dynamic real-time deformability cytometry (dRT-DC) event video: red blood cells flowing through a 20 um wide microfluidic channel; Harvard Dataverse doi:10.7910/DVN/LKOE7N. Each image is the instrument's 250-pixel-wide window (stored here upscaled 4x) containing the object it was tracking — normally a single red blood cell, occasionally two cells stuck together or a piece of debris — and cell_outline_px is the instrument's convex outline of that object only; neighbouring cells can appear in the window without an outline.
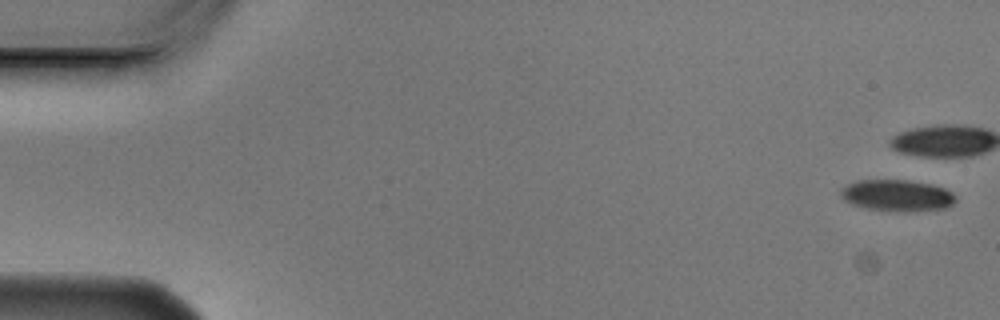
{"species": "Egyptian fruit bat (a non-hibernating species)", "species_latin": "Rousettus aegyptiacus", "temperature_condition": "cold", "stored_images_in_passage": 6, "camera_frame_rate_fps": 3000, "um_per_image_px": 0.085, "animal": {"sex": "male"}, "frame": {"image": 1, "passage_image": 1, "time_ms": 0.0, "image_size_px": [1000, 320], "cell_outline_px": [[956, 200], [952, 204], [944, 208], [868, 208], [852, 204], [844, 200], [840, 196], [840, 188], [856, 180], [908, 180], [932, 184], [944, 188], [952, 192], [956, 196]], "centroid_in_image_um": [76.2, 16.54], "position_along_channel_um": 8.8, "area_um2": 20.0}}